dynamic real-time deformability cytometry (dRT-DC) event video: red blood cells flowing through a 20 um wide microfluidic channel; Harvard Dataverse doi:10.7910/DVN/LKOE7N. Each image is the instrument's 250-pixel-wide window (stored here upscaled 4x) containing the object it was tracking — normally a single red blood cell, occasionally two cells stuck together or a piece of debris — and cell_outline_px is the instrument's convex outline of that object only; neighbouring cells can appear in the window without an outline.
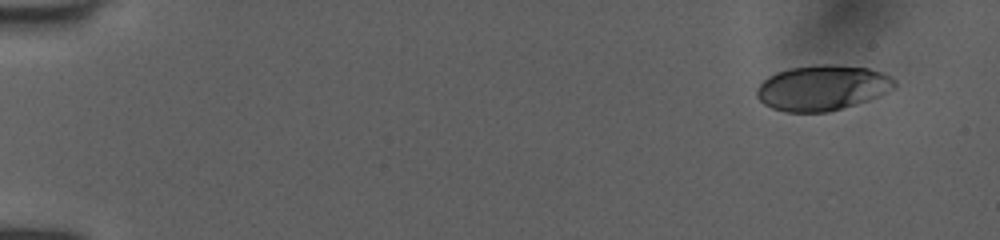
{"species": "human", "species_latin": "Homo sapiens", "temperature_condition": "room temperature", "stored_images_in_passage": 49, "camera_frame_rate_fps": 3000, "um_per_image_px": 0.085, "donor": {"sex": "female"}, "frame": {"image": 1, "passage_image": 1, "time_ms": 0.0, "image_size_px": [1000, 240], "cell_outline_px": [[896, 84], [892, 88], [868, 100], [828, 112], [784, 112], [772, 108], [764, 104], [756, 96], [756, 88], [768, 76], [776, 72], [792, 68], [816, 64], [836, 64], [868, 68], [884, 72], [892, 76], [896, 80]], "centroid_in_image_um": [69.88, 7.45], "position_along_channel_um": 15.1, "area_um2": 36.41}}
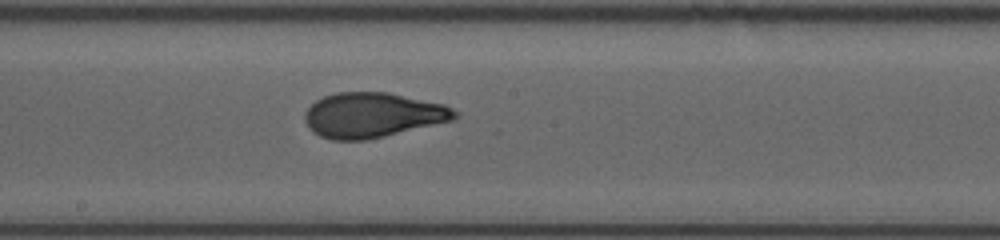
{"frame": {"image": 2, "passage_image": 27, "time_ms": 8.667, "image_size_px": [1000, 240], "cell_outline_px": [[460, 116], [452, 120], [368, 140], [332, 140], [320, 136], [312, 132], [308, 128], [304, 120], [304, 112], [316, 100], [324, 96], [336, 92], [388, 92], [444, 104], [460, 112]], "centroid_in_image_um": [31.66, 9.78], "position_along_channel_um": 216.5, "area_um2": 39.48}}
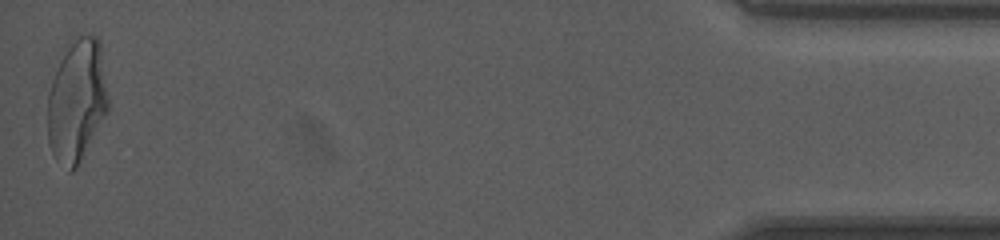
{"frame": {"image": 3, "passage_image": 49, "time_ms": 16.0, "image_size_px": [1000, 240], "cell_outline_px": [[108, 112], [76, 168], [72, 172], [68, 172], [56, 160], [48, 144], [48, 92], [52, 80], [60, 60], [72, 36], [96, 36], [100, 40], [108, 100]], "centroid_in_image_um": [6.53, 8.57], "position_along_channel_um": 428.7, "area_um2": 43.35}, "authors_computed_cell_mechanics": {"area_um2": 38.6104, "velocity_mm_per_s": 4.0133, "shape_relaxation_time_tau1_ms": 4.2891, "shape_relaxation_time_tau2_ms": 0.9233, "deformation_change_tau1": 0.1927, "deformation_change_tau2": 0.0756}}